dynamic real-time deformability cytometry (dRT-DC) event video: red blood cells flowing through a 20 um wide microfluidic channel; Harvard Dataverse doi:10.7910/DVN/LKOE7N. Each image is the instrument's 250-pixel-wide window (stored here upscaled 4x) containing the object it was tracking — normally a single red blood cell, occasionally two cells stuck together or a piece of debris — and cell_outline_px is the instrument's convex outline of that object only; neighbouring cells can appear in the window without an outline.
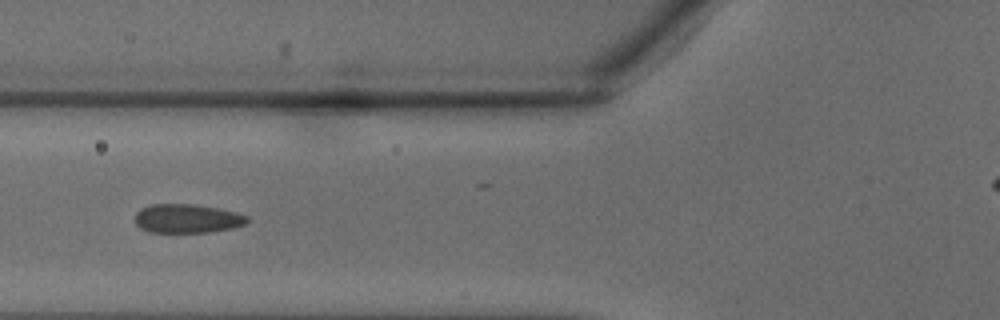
{"species": "common noctule bat (a hibernating species)", "species_latin": "Nyctalus noctula", "temperature_condition": "warm", "stored_images_in_passage": 15, "segment_of_instrument_passage": [2, 2], "camera_frame_rate_fps": 3000, "um_per_image_px": 0.085, "animal": {"sex": "male", "body_mass_g": 18.8}, "frame": {"image": 1, "passage_image": 15, "time_ms": 4.667, "image_size_px": [1000, 320], "cell_outline_px": [[248, 220], [244, 224], [232, 228], [208, 232], [148, 232], [140, 228], [136, 224], [136, 212], [140, 208], [152, 204], [192, 204], [220, 208], [236, 212], [248, 216]], "centroid_in_image_um": [15.89, 18.57], "position_along_channel_um": 109.9, "area_um2": 18.9}}